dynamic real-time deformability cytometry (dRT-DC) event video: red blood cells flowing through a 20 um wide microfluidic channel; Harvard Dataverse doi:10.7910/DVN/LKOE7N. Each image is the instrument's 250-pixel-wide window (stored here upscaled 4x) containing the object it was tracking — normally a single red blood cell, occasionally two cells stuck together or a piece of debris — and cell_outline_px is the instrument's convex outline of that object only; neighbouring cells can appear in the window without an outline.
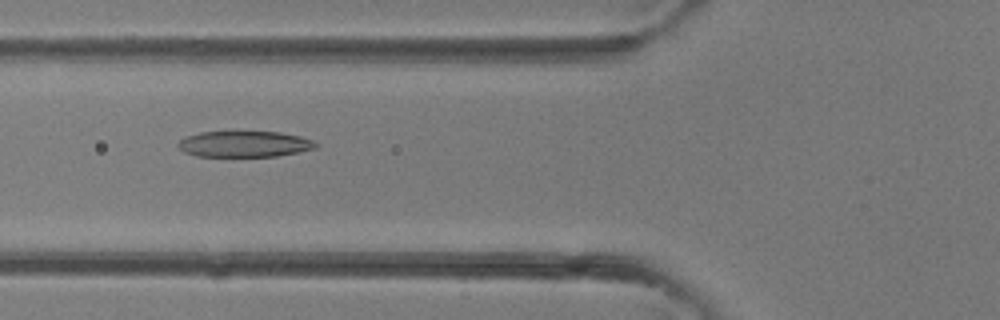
{"species": "common noctule bat (a hibernating species)", "species_latin": "Nyctalus noctula", "temperature_condition": "room temperature", "stored_images_in_passage": 39, "camera_frame_rate_fps": 3000, "um_per_image_px": 0.085, "animal": {"sex": "female"}, "frame": {"image": 1, "passage_image": 15, "time_ms": 4.667, "image_size_px": [1000, 320], "cell_outline_px": [[316, 148], [300, 152], [276, 156], [196, 156], [184, 152], [176, 144], [184, 136], [200, 132], [280, 132], [300, 136], [312, 140], [316, 144]], "centroid_in_image_um": [20.75, 12.24], "position_along_channel_um": 105.1, "area_um2": 20.81}}
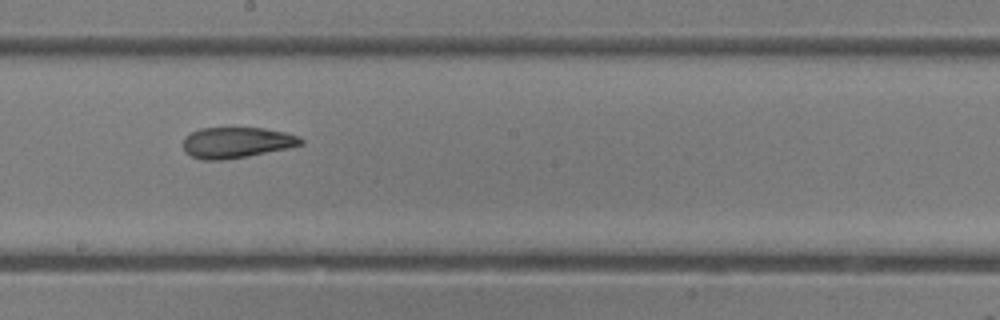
{"frame": {"image": 2, "passage_image": 22, "time_ms": 7.0, "image_size_px": [1000, 320], "cell_outline_px": [[304, 144], [288, 148], [248, 156], [224, 160], [200, 160], [184, 152], [184, 136], [200, 128], [264, 128], [284, 132], [296, 136], [304, 140]], "centroid_in_image_um": [20.09, 12.12], "position_along_channel_um": 228.1, "area_um2": 21.15}}
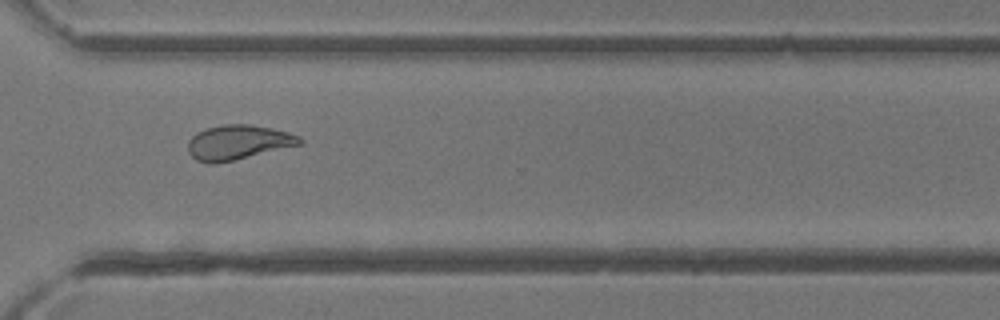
{"frame": {"image": 3, "passage_image": 29, "time_ms": 9.333, "image_size_px": [1000, 320], "cell_outline_px": [[304, 144], [232, 160], [212, 164], [208, 164], [196, 160], [188, 152], [188, 140], [196, 132], [208, 128], [224, 124], [248, 124], [272, 128], [288, 132], [300, 136], [304, 140]], "centroid_in_image_um": [20.25, 12.09], "position_along_channel_um": 350.3, "area_um2": 22.6}}